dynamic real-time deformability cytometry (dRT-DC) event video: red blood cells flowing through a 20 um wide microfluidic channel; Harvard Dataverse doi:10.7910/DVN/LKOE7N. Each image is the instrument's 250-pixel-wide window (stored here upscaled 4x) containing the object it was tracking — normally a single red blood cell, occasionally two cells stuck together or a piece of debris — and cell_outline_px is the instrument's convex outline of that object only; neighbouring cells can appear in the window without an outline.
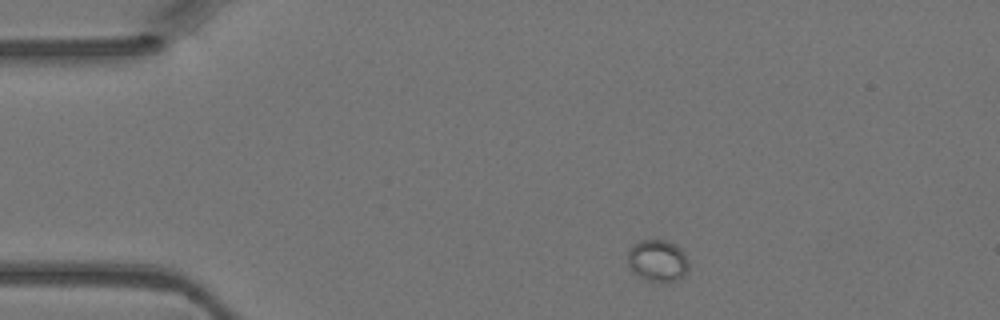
{"species": "Egyptian fruit bat (a non-hibernating species)", "species_latin": "Rousettus aegyptiacus", "temperature_condition": "warm", "stored_images_in_passage": 4, "camera_frame_rate_fps": 3000, "um_per_image_px": 0.085, "animal": {"sex": "female"}, "frame": {"image": 1, "passage_image": 1, "time_ms": 0.0, "image_size_px": [1000, 320], "cell_outline_px": [[688, 272], [684, 276], [676, 280], [664, 284], [648, 280], [632, 272], [628, 264], [628, 248], [640, 240], [664, 240], [676, 244], [684, 252], [688, 260]], "centroid_in_image_um": [55.91, 22.17], "position_along_channel_um": 29.1, "area_um2": 15.2}}
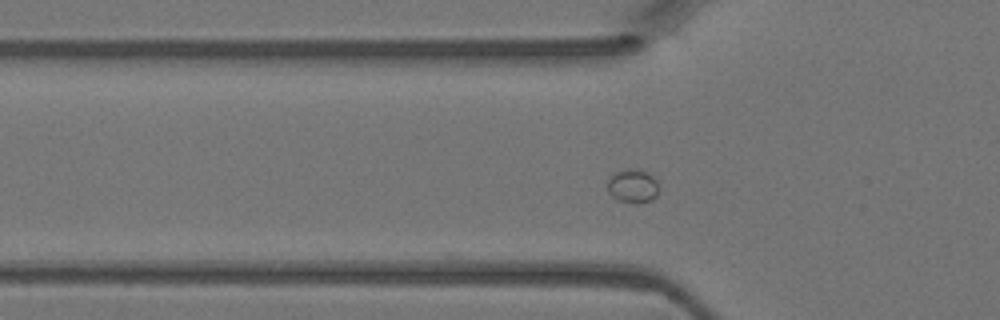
{"frame": {"image": 2, "passage_image": 3, "time_ms": 0.667, "image_size_px": [1000, 320], "cell_outline_px": [[656, 196], [652, 200], [640, 204], [632, 204], [616, 200], [608, 192], [608, 180], [616, 172], [628, 168], [640, 168], [648, 172], [656, 180]], "centroid_in_image_um": [53.77, 15.83], "position_along_channel_um": 72.0, "area_um2": 10.23}}